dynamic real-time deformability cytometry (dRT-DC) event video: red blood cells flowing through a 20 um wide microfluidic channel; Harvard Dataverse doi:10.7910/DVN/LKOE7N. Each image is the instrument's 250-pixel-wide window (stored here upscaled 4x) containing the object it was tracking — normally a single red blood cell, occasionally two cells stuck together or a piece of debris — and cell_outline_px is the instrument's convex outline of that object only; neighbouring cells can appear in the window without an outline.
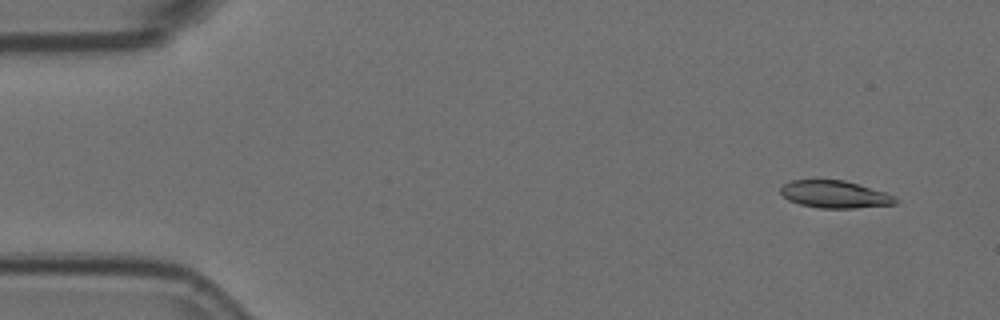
{"species": "Egyptian fruit bat (a non-hibernating species)", "species_latin": "Rousettus aegyptiacus", "temperature_condition": "room temperature", "stored_images_in_passage": 5, "camera_frame_rate_fps": 3000, "um_per_image_px": 0.085, "animal": {"sex": "female"}, "frame": {"image": 1, "passage_image": 1, "time_ms": 0.0, "image_size_px": [1000, 320], "cell_outline_px": [[900, 200], [896, 204], [856, 208], [820, 208], [800, 204], [788, 200], [780, 192], [780, 188], [784, 184], [792, 180], [844, 180], [884, 192], [896, 196]], "centroid_in_image_um": [70.98, 16.53], "position_along_channel_um": 14.0, "area_um2": 18.26}}
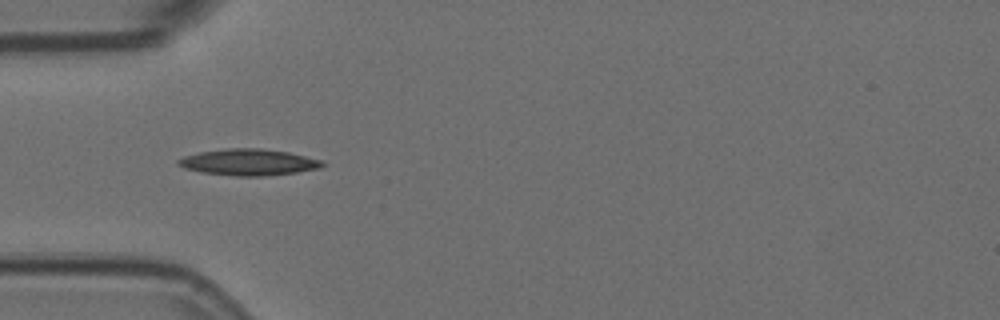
{"frame": {"image": 2, "passage_image": 4, "time_ms": 1.0, "image_size_px": [1000, 320], "cell_outline_px": [[328, 164], [320, 168], [296, 172], [264, 176], [236, 176], [200, 172], [184, 168], [176, 164], [176, 160], [184, 156], [200, 152], [228, 148], [260, 148], [288, 152], [324, 160]], "centroid_in_image_um": [21.15, 13.79], "position_along_channel_um": 63.8, "area_um2": 22.31}}
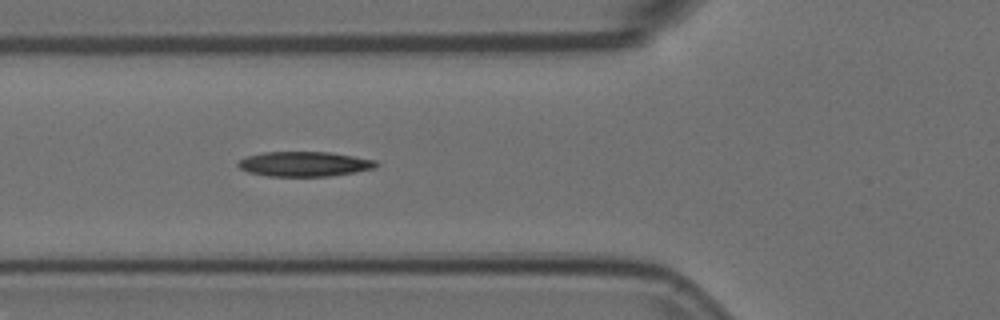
{"frame": {"image": 3, "passage_image": 5, "time_ms": 1.333, "image_size_px": [1000, 320], "cell_outline_px": [[380, 164], [376, 168], [356, 172], [332, 176], [268, 176], [248, 172], [240, 168], [236, 164], [240, 160], [248, 156], [264, 152], [328, 152], [376, 160]], "centroid_in_image_um": [25.91, 13.94], "position_along_channel_um": 99.9, "area_um2": 20.0}}